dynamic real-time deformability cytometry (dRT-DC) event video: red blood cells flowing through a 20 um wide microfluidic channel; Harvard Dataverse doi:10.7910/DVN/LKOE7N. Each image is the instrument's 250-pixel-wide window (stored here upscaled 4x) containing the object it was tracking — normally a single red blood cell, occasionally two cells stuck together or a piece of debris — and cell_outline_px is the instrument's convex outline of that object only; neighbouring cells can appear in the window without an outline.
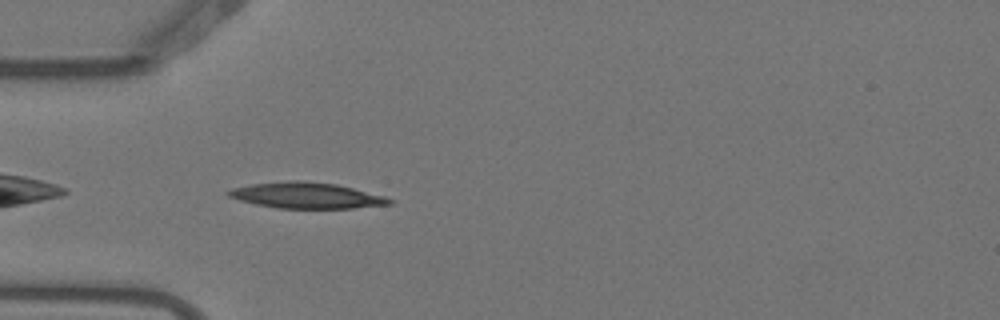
{"species": "Egyptian fruit bat (a non-hibernating species)", "species_latin": "Rousettus aegyptiacus", "temperature_condition": "warm", "stored_images_in_passage": 3, "camera_frame_rate_fps": 3000, "um_per_image_px": 0.085, "animal": {"sex": "female"}, "frame": {"image": 1, "passage_image": 3, "time_ms": 0.667, "image_size_px": [1000, 320], "cell_outline_px": [[396, 200], [392, 204], [352, 208], [276, 208], [256, 204], [240, 200], [228, 196], [224, 192], [232, 188], [252, 184], [292, 180], [300, 180], [336, 184], [384, 196]], "centroid_in_image_um": [26.05, 16.61], "position_along_channel_um": 59.0, "area_um2": 24.22}}